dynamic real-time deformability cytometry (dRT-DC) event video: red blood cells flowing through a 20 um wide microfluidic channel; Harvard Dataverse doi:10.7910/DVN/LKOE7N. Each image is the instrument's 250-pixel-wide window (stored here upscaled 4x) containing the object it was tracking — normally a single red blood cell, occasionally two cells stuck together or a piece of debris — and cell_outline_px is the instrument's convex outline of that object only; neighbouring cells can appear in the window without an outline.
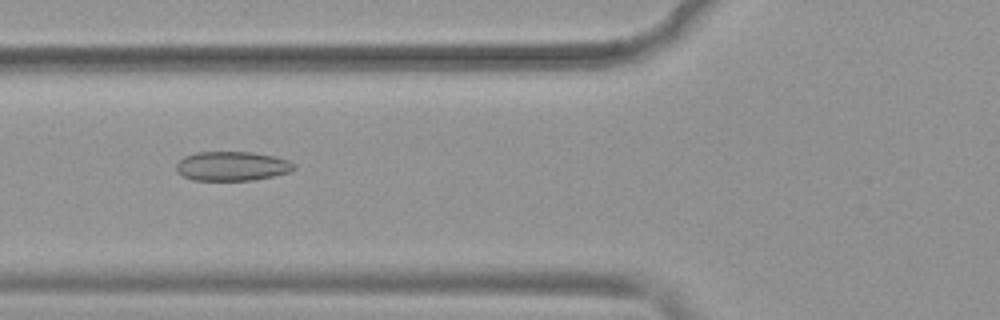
{"species": "common noctule bat (a hibernating species)", "species_latin": "Nyctalus noctula", "temperature_condition": "warm", "stored_images_in_passage": 52, "camera_frame_rate_fps": 3000, "um_per_image_px": 0.085, "animal": {"sex": "female", "body_mass_g": 19.9}, "frame": {"image": 1, "passage_image": 20, "time_ms": 6.333, "image_size_px": [1000, 320], "cell_outline_px": [[296, 168], [292, 172], [252, 180], [192, 180], [176, 172], [176, 164], [184, 156], [196, 152], [252, 152], [272, 156], [288, 160], [296, 164]], "centroid_in_image_um": [19.73, 14.12], "position_along_channel_um": 106.1, "area_um2": 20.17}}
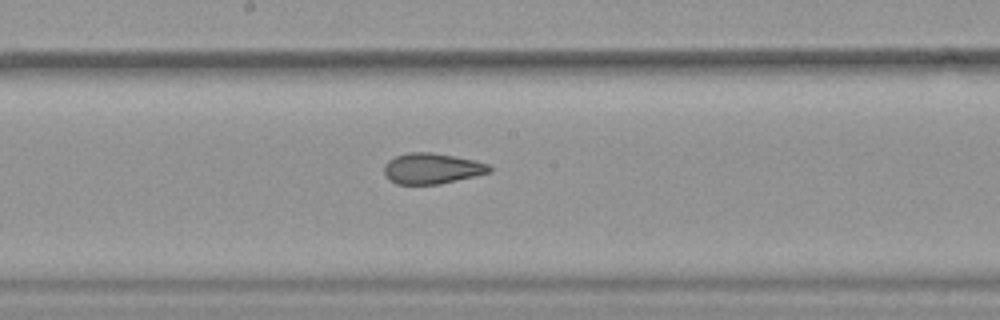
{"frame": {"image": 2, "passage_image": 28, "time_ms": 9.0, "image_size_px": [1000, 320], "cell_outline_px": [[492, 172], [476, 176], [440, 184], [396, 184], [388, 180], [384, 176], [384, 164], [388, 160], [396, 156], [408, 152], [432, 152], [472, 160], [488, 164], [492, 168]], "centroid_in_image_um": [36.68, 14.33], "position_along_channel_um": 211.5, "area_um2": 18.96}}
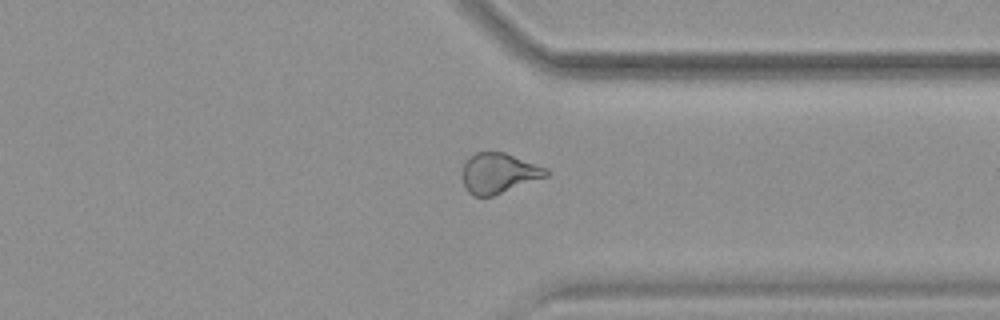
{"frame": {"image": 3, "passage_image": 40, "time_ms": 13.0, "image_size_px": [1000, 320], "cell_outline_px": [[552, 172], [548, 176], [492, 196], [472, 196], [468, 192], [464, 184], [460, 172], [468, 156], [476, 152], [504, 152], [548, 168]], "centroid_in_image_um": [42.38, 14.71], "position_along_channel_um": 369.0, "area_um2": 19.88}, "authors_computed_cell_mechanics": {"area_um2": 21.5016, "velocity_mm_per_s": 3.9524, "shape_relaxation_time_tau1_ms": 7.3618, "shape_relaxation_time_tau2_ms": 1.575, "deformation_change_tau1": 0.1649, "deformation_change_tau2": 0.0802}}